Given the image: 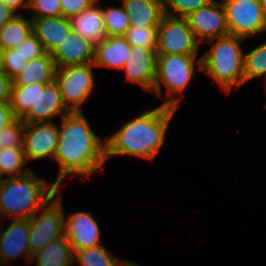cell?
Returning <instances> with one entry per match:
<instances>
[{"mask_svg":"<svg viewBox=\"0 0 266 266\" xmlns=\"http://www.w3.org/2000/svg\"><path fill=\"white\" fill-rule=\"evenodd\" d=\"M59 141L53 159L59 164L54 181L59 188L64 178L75 175L86 177L103 171L106 161V144L92 130L81 112H70L61 118Z\"/></svg>","mask_w":266,"mask_h":266,"instance_id":"cell-1","label":"cell"},{"mask_svg":"<svg viewBox=\"0 0 266 266\" xmlns=\"http://www.w3.org/2000/svg\"><path fill=\"white\" fill-rule=\"evenodd\" d=\"M176 108L163 104L129 120L104 140L106 160L113 156L132 155L154 160L166 139V132Z\"/></svg>","mask_w":266,"mask_h":266,"instance_id":"cell-2","label":"cell"},{"mask_svg":"<svg viewBox=\"0 0 266 266\" xmlns=\"http://www.w3.org/2000/svg\"><path fill=\"white\" fill-rule=\"evenodd\" d=\"M60 189L56 184L46 183L33 171L15 177L4 178L0 184V219H29L52 199Z\"/></svg>","mask_w":266,"mask_h":266,"instance_id":"cell-3","label":"cell"},{"mask_svg":"<svg viewBox=\"0 0 266 266\" xmlns=\"http://www.w3.org/2000/svg\"><path fill=\"white\" fill-rule=\"evenodd\" d=\"M9 105L14 116L24 123L53 122L55 116L64 117L70 113L55 80L51 83L12 86Z\"/></svg>","mask_w":266,"mask_h":266,"instance_id":"cell-4","label":"cell"},{"mask_svg":"<svg viewBox=\"0 0 266 266\" xmlns=\"http://www.w3.org/2000/svg\"><path fill=\"white\" fill-rule=\"evenodd\" d=\"M245 38L225 35L210 40L211 50L201 56V71L206 72L226 93L232 88L244 85V49L241 43Z\"/></svg>","mask_w":266,"mask_h":266,"instance_id":"cell-5","label":"cell"},{"mask_svg":"<svg viewBox=\"0 0 266 266\" xmlns=\"http://www.w3.org/2000/svg\"><path fill=\"white\" fill-rule=\"evenodd\" d=\"M197 56L183 54L157 55L152 93H155L156 96H161V83L166 87L170 98L162 103L164 106L178 109L181 101L177 99L176 93H182L190 84L194 75L195 64L198 63L197 65L201 70V58L197 59ZM196 61L197 63H195Z\"/></svg>","mask_w":266,"mask_h":266,"instance_id":"cell-6","label":"cell"},{"mask_svg":"<svg viewBox=\"0 0 266 266\" xmlns=\"http://www.w3.org/2000/svg\"><path fill=\"white\" fill-rule=\"evenodd\" d=\"M93 63L68 65L56 69L64 105L70 112H81V105L91 96L95 84Z\"/></svg>","mask_w":266,"mask_h":266,"instance_id":"cell-7","label":"cell"},{"mask_svg":"<svg viewBox=\"0 0 266 266\" xmlns=\"http://www.w3.org/2000/svg\"><path fill=\"white\" fill-rule=\"evenodd\" d=\"M61 199V196H57L56 198L55 194L42 209L28 219L29 250L32 256L50 241L65 236V215L63 213ZM38 212L41 214L39 215Z\"/></svg>","mask_w":266,"mask_h":266,"instance_id":"cell-8","label":"cell"},{"mask_svg":"<svg viewBox=\"0 0 266 266\" xmlns=\"http://www.w3.org/2000/svg\"><path fill=\"white\" fill-rule=\"evenodd\" d=\"M199 46L186 18L162 16L157 27V55H198Z\"/></svg>","mask_w":266,"mask_h":266,"instance_id":"cell-9","label":"cell"},{"mask_svg":"<svg viewBox=\"0 0 266 266\" xmlns=\"http://www.w3.org/2000/svg\"><path fill=\"white\" fill-rule=\"evenodd\" d=\"M230 35L242 38L255 37L266 31L259 0H221Z\"/></svg>","mask_w":266,"mask_h":266,"instance_id":"cell-10","label":"cell"},{"mask_svg":"<svg viewBox=\"0 0 266 266\" xmlns=\"http://www.w3.org/2000/svg\"><path fill=\"white\" fill-rule=\"evenodd\" d=\"M185 18L199 44L229 34L221 0L220 2L213 0L207 6L197 9Z\"/></svg>","mask_w":266,"mask_h":266,"instance_id":"cell-11","label":"cell"},{"mask_svg":"<svg viewBox=\"0 0 266 266\" xmlns=\"http://www.w3.org/2000/svg\"><path fill=\"white\" fill-rule=\"evenodd\" d=\"M54 122L24 123L23 151L27 163L54 157L59 141V129Z\"/></svg>","mask_w":266,"mask_h":266,"instance_id":"cell-12","label":"cell"},{"mask_svg":"<svg viewBox=\"0 0 266 266\" xmlns=\"http://www.w3.org/2000/svg\"><path fill=\"white\" fill-rule=\"evenodd\" d=\"M0 226V265L8 264L21 255H25L27 263H32L29 250L28 219H12L4 230Z\"/></svg>","mask_w":266,"mask_h":266,"instance_id":"cell-13","label":"cell"},{"mask_svg":"<svg viewBox=\"0 0 266 266\" xmlns=\"http://www.w3.org/2000/svg\"><path fill=\"white\" fill-rule=\"evenodd\" d=\"M65 236L74 251L101 245L100 227L91 213L78 211L64 220Z\"/></svg>","mask_w":266,"mask_h":266,"instance_id":"cell-14","label":"cell"},{"mask_svg":"<svg viewBox=\"0 0 266 266\" xmlns=\"http://www.w3.org/2000/svg\"><path fill=\"white\" fill-rule=\"evenodd\" d=\"M156 51L143 47H132L123 70L126 81L141 86L145 91L153 92L156 73Z\"/></svg>","mask_w":266,"mask_h":266,"instance_id":"cell-15","label":"cell"},{"mask_svg":"<svg viewBox=\"0 0 266 266\" xmlns=\"http://www.w3.org/2000/svg\"><path fill=\"white\" fill-rule=\"evenodd\" d=\"M56 68L89 64L94 60V45L74 31L51 54Z\"/></svg>","mask_w":266,"mask_h":266,"instance_id":"cell-16","label":"cell"},{"mask_svg":"<svg viewBox=\"0 0 266 266\" xmlns=\"http://www.w3.org/2000/svg\"><path fill=\"white\" fill-rule=\"evenodd\" d=\"M33 33L41 42L45 53L52 54L72 31L68 18L63 16L31 17Z\"/></svg>","mask_w":266,"mask_h":266,"instance_id":"cell-17","label":"cell"},{"mask_svg":"<svg viewBox=\"0 0 266 266\" xmlns=\"http://www.w3.org/2000/svg\"><path fill=\"white\" fill-rule=\"evenodd\" d=\"M96 0L84 11L70 18L72 31L76 32L94 46L101 43L107 34L105 32L102 7Z\"/></svg>","mask_w":266,"mask_h":266,"instance_id":"cell-18","label":"cell"},{"mask_svg":"<svg viewBox=\"0 0 266 266\" xmlns=\"http://www.w3.org/2000/svg\"><path fill=\"white\" fill-rule=\"evenodd\" d=\"M132 49L124 36H108L94 46L95 67L123 69L128 54Z\"/></svg>","mask_w":266,"mask_h":266,"instance_id":"cell-19","label":"cell"},{"mask_svg":"<svg viewBox=\"0 0 266 266\" xmlns=\"http://www.w3.org/2000/svg\"><path fill=\"white\" fill-rule=\"evenodd\" d=\"M129 14L130 27H158L163 13L162 0H119Z\"/></svg>","mask_w":266,"mask_h":266,"instance_id":"cell-20","label":"cell"},{"mask_svg":"<svg viewBox=\"0 0 266 266\" xmlns=\"http://www.w3.org/2000/svg\"><path fill=\"white\" fill-rule=\"evenodd\" d=\"M56 66L50 53L28 62L26 68L13 79V86L51 83L55 80Z\"/></svg>","mask_w":266,"mask_h":266,"instance_id":"cell-21","label":"cell"},{"mask_svg":"<svg viewBox=\"0 0 266 266\" xmlns=\"http://www.w3.org/2000/svg\"><path fill=\"white\" fill-rule=\"evenodd\" d=\"M74 252L66 236L50 241L32 256L37 266H74Z\"/></svg>","mask_w":266,"mask_h":266,"instance_id":"cell-22","label":"cell"},{"mask_svg":"<svg viewBox=\"0 0 266 266\" xmlns=\"http://www.w3.org/2000/svg\"><path fill=\"white\" fill-rule=\"evenodd\" d=\"M32 33V19L19 13L0 28V46L4 50L15 48Z\"/></svg>","mask_w":266,"mask_h":266,"instance_id":"cell-23","label":"cell"},{"mask_svg":"<svg viewBox=\"0 0 266 266\" xmlns=\"http://www.w3.org/2000/svg\"><path fill=\"white\" fill-rule=\"evenodd\" d=\"M111 255L103 246H94L88 249L74 251L73 262L80 266H121L122 261Z\"/></svg>","mask_w":266,"mask_h":266,"instance_id":"cell-24","label":"cell"},{"mask_svg":"<svg viewBox=\"0 0 266 266\" xmlns=\"http://www.w3.org/2000/svg\"><path fill=\"white\" fill-rule=\"evenodd\" d=\"M27 163L23 149L1 148L0 149V173L8 178H15L28 173L30 167L24 169Z\"/></svg>","mask_w":266,"mask_h":266,"instance_id":"cell-25","label":"cell"},{"mask_svg":"<svg viewBox=\"0 0 266 266\" xmlns=\"http://www.w3.org/2000/svg\"><path fill=\"white\" fill-rule=\"evenodd\" d=\"M243 73L244 84L262 76L266 80V41L244 54Z\"/></svg>","mask_w":266,"mask_h":266,"instance_id":"cell-26","label":"cell"},{"mask_svg":"<svg viewBox=\"0 0 266 266\" xmlns=\"http://www.w3.org/2000/svg\"><path fill=\"white\" fill-rule=\"evenodd\" d=\"M102 11L107 36H124L130 28V20L123 7L108 6Z\"/></svg>","mask_w":266,"mask_h":266,"instance_id":"cell-27","label":"cell"},{"mask_svg":"<svg viewBox=\"0 0 266 266\" xmlns=\"http://www.w3.org/2000/svg\"><path fill=\"white\" fill-rule=\"evenodd\" d=\"M124 37L131 47L157 50V27H130Z\"/></svg>","mask_w":266,"mask_h":266,"instance_id":"cell-28","label":"cell"},{"mask_svg":"<svg viewBox=\"0 0 266 266\" xmlns=\"http://www.w3.org/2000/svg\"><path fill=\"white\" fill-rule=\"evenodd\" d=\"M213 0H162L163 13L172 17H187L199 8L207 6Z\"/></svg>","mask_w":266,"mask_h":266,"instance_id":"cell-29","label":"cell"},{"mask_svg":"<svg viewBox=\"0 0 266 266\" xmlns=\"http://www.w3.org/2000/svg\"><path fill=\"white\" fill-rule=\"evenodd\" d=\"M24 122L21 118H15L12 122L0 129V149H23Z\"/></svg>","mask_w":266,"mask_h":266,"instance_id":"cell-30","label":"cell"},{"mask_svg":"<svg viewBox=\"0 0 266 266\" xmlns=\"http://www.w3.org/2000/svg\"><path fill=\"white\" fill-rule=\"evenodd\" d=\"M29 60L19 51L12 48L4 50L3 54V71L13 80L28 65Z\"/></svg>","mask_w":266,"mask_h":266,"instance_id":"cell-31","label":"cell"},{"mask_svg":"<svg viewBox=\"0 0 266 266\" xmlns=\"http://www.w3.org/2000/svg\"><path fill=\"white\" fill-rule=\"evenodd\" d=\"M30 17L61 16L60 0H28Z\"/></svg>","mask_w":266,"mask_h":266,"instance_id":"cell-32","label":"cell"},{"mask_svg":"<svg viewBox=\"0 0 266 266\" xmlns=\"http://www.w3.org/2000/svg\"><path fill=\"white\" fill-rule=\"evenodd\" d=\"M15 48L19 49V51L22 52L29 61L45 54L41 42L34 33L29 35L20 45Z\"/></svg>","mask_w":266,"mask_h":266,"instance_id":"cell-33","label":"cell"},{"mask_svg":"<svg viewBox=\"0 0 266 266\" xmlns=\"http://www.w3.org/2000/svg\"><path fill=\"white\" fill-rule=\"evenodd\" d=\"M95 1L96 0H60L61 16L70 19L84 11Z\"/></svg>","mask_w":266,"mask_h":266,"instance_id":"cell-34","label":"cell"},{"mask_svg":"<svg viewBox=\"0 0 266 266\" xmlns=\"http://www.w3.org/2000/svg\"><path fill=\"white\" fill-rule=\"evenodd\" d=\"M13 80L3 71L0 72V103L9 104Z\"/></svg>","mask_w":266,"mask_h":266,"instance_id":"cell-35","label":"cell"},{"mask_svg":"<svg viewBox=\"0 0 266 266\" xmlns=\"http://www.w3.org/2000/svg\"><path fill=\"white\" fill-rule=\"evenodd\" d=\"M15 118L10 105L0 103V129L12 122Z\"/></svg>","mask_w":266,"mask_h":266,"instance_id":"cell-36","label":"cell"},{"mask_svg":"<svg viewBox=\"0 0 266 266\" xmlns=\"http://www.w3.org/2000/svg\"><path fill=\"white\" fill-rule=\"evenodd\" d=\"M0 0V28L19 13Z\"/></svg>","mask_w":266,"mask_h":266,"instance_id":"cell-37","label":"cell"},{"mask_svg":"<svg viewBox=\"0 0 266 266\" xmlns=\"http://www.w3.org/2000/svg\"><path fill=\"white\" fill-rule=\"evenodd\" d=\"M5 4L11 7L14 11L20 8H28V0H2Z\"/></svg>","mask_w":266,"mask_h":266,"instance_id":"cell-38","label":"cell"},{"mask_svg":"<svg viewBox=\"0 0 266 266\" xmlns=\"http://www.w3.org/2000/svg\"><path fill=\"white\" fill-rule=\"evenodd\" d=\"M261 7H262V11H263V16H264V20L266 22V0H259Z\"/></svg>","mask_w":266,"mask_h":266,"instance_id":"cell-39","label":"cell"},{"mask_svg":"<svg viewBox=\"0 0 266 266\" xmlns=\"http://www.w3.org/2000/svg\"><path fill=\"white\" fill-rule=\"evenodd\" d=\"M3 54L4 49L0 46V72H3Z\"/></svg>","mask_w":266,"mask_h":266,"instance_id":"cell-40","label":"cell"},{"mask_svg":"<svg viewBox=\"0 0 266 266\" xmlns=\"http://www.w3.org/2000/svg\"><path fill=\"white\" fill-rule=\"evenodd\" d=\"M121 266H138L136 263L134 264V262L132 263L131 261L129 260H123V263Z\"/></svg>","mask_w":266,"mask_h":266,"instance_id":"cell-41","label":"cell"},{"mask_svg":"<svg viewBox=\"0 0 266 266\" xmlns=\"http://www.w3.org/2000/svg\"><path fill=\"white\" fill-rule=\"evenodd\" d=\"M3 176L1 175V173H0V184L3 182Z\"/></svg>","mask_w":266,"mask_h":266,"instance_id":"cell-42","label":"cell"}]
</instances>
